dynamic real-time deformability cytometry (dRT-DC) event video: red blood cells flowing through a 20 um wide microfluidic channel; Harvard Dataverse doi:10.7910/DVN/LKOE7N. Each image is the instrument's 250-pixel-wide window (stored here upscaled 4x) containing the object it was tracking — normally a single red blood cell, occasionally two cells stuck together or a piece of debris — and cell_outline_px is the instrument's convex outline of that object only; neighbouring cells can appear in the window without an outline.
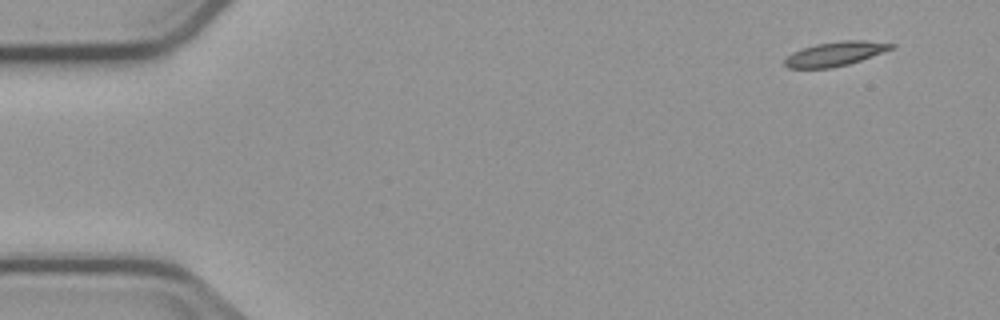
{"species": "common noctule bat (a hibernating species)", "species_latin": "Nyctalus noctula", "temperature_condition": "cold", "stored_images_in_passage": 4, "camera_frame_rate_fps": 3000, "um_per_image_px": 0.085, "animal": {"sex": "male", "body_mass_g": 23.1, "forearm_length_mm": 52.7}, "frame": {"image": 1, "passage_image": 1, "time_ms": 0.0, "image_size_px": [1000, 320], "cell_outline_px": [[896, 44], [892, 48], [860, 60], [848, 64], [832, 68], [788, 68], [784, 64], [784, 60], [792, 52], [816, 44], [840, 40], [864, 40]], "centroid_in_image_um": [70.96, 4.57], "position_along_channel_um": 14.0, "area_um2": 14.85}}
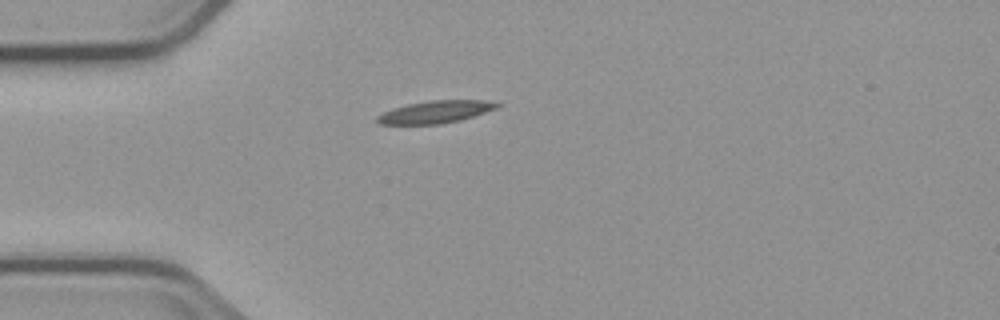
{"frame": {"image": 2, "passage_image": 4, "time_ms": 3.667, "image_size_px": [1000, 320], "cell_outline_px": [[500, 104], [496, 108], [460, 120], [440, 124], [380, 124], [376, 120], [376, 116], [392, 108], [408, 104], [428, 100], [484, 100]], "centroid_in_image_um": [36.96, 9.51], "position_along_channel_um": 48.0, "area_um2": 15.43}}